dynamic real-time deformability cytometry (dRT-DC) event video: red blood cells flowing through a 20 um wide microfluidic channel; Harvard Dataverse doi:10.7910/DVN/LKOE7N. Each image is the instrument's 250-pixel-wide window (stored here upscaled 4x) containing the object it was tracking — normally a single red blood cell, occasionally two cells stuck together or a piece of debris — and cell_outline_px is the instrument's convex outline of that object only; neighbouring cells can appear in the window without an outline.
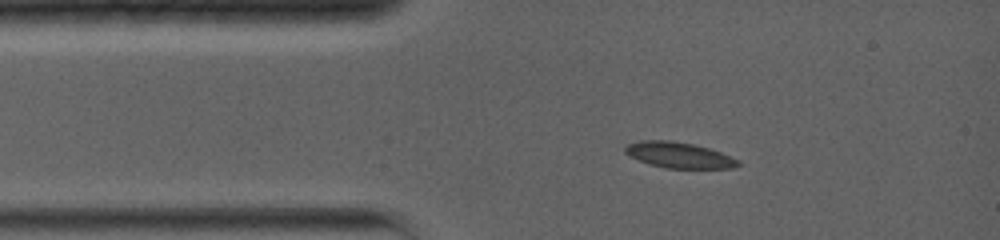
{"species": "common noctule bat (a hibernating species)", "species_latin": "Nyctalus noctula", "temperature_condition": "warm", "stored_images_in_passage": 16, "camera_frame_rate_fps": 5000, "um_per_image_px": 0.085, "animal": {"sex": "female", "body_mass_g": 19.0, "forearm_length_mm": 56.7}, "frame": {"image": 1, "passage_image": 1, "time_ms": 0.0, "image_size_px": [1000, 240], "cell_outline_px": [[744, 164], [736, 168], [664, 168], [648, 164], [628, 156], [624, 152], [624, 148], [628, 144], [640, 140], [672, 140], [692, 144], [708, 148], [720, 152], [740, 160]], "centroid_in_image_um": [57.72, 13.19], "position_along_channel_um": 27.3, "area_um2": 17.22}}
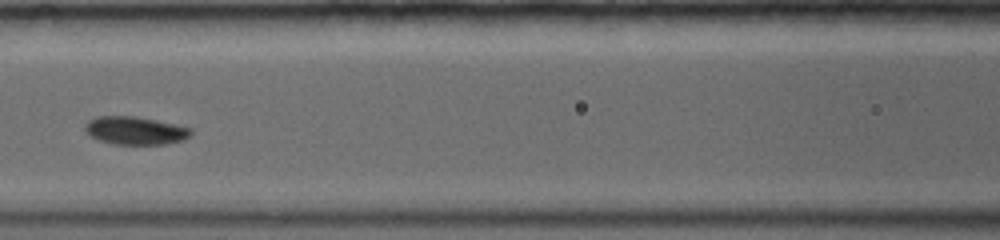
{"frame": {"image": 2, "passage_image": 10, "time_ms": 3.8, "image_size_px": [1000, 240], "cell_outline_px": [[192, 132], [184, 140], [168, 144], [112, 144], [100, 140], [92, 136], [84, 128], [84, 124], [88, 120], [96, 116], [136, 116], [192, 128]], "centroid_in_image_um": [11.49, 11.09], "position_along_channel_um": 155.1, "area_um2": 17.22}}
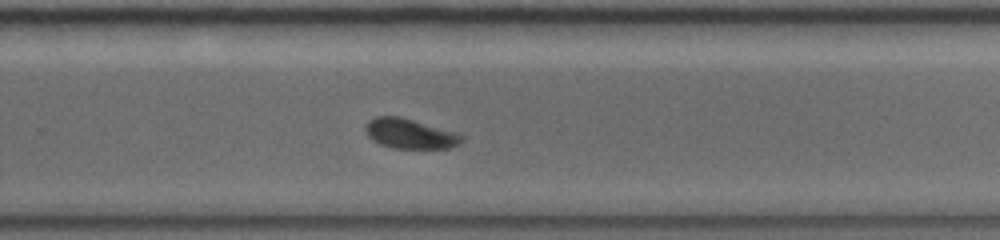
{"frame": {"image": 3, "passage_image": 16, "time_ms": 7.4, "image_size_px": [1000, 240], "cell_outline_px": [[464, 136], [460, 144], [452, 148], [392, 148], [380, 144], [372, 140], [364, 132], [364, 124], [368, 120], [376, 116], [400, 116], [456, 132]], "centroid_in_image_um": [34.81, 11.36], "position_along_channel_um": 295.0, "area_um2": 16.99}}